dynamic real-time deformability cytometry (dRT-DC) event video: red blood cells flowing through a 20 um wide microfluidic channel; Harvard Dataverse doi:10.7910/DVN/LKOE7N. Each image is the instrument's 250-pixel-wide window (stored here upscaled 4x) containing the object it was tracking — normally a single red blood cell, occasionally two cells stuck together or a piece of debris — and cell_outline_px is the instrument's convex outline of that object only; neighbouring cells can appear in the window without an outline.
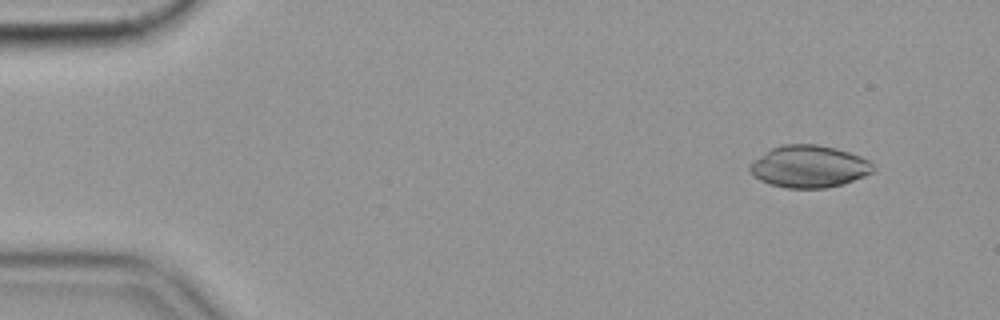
{"species": "common noctule bat (a hibernating species)", "species_latin": "Nyctalus noctula", "temperature_condition": "cold", "stored_images_in_passage": 56, "camera_frame_rate_fps": 3000, "um_per_image_px": 0.085, "animal": {"sex": "female", "body_mass_g": 19.9}, "frame": {"image": 1, "passage_image": 5, "time_ms": 1.333, "image_size_px": [1000, 320], "cell_outline_px": [[872, 172], [864, 176], [844, 184], [824, 188], [788, 188], [768, 184], [760, 180], [748, 172], [748, 164], [752, 160], [772, 148], [784, 144], [816, 144], [848, 152], [860, 156], [868, 160], [872, 164]], "centroid_in_image_um": [68.7, 14.16], "position_along_channel_um": 16.3, "area_um2": 30.23}}
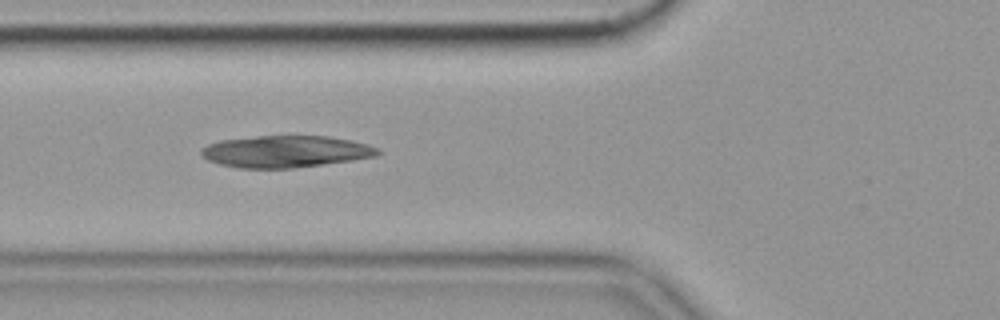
{"frame": {"image": 2, "passage_image": 21, "time_ms": 6.667, "image_size_px": [1000, 320], "cell_outline_px": [[380, 152], [376, 156], [352, 160], [292, 168], [240, 168], [220, 164], [208, 160], [200, 156], [200, 148], [208, 144], [220, 140], [260, 136], [328, 136], [352, 140], [368, 144], [380, 148]], "centroid_in_image_um": [24.26, 12.87], "position_along_channel_um": 101.5, "area_um2": 32.77}}
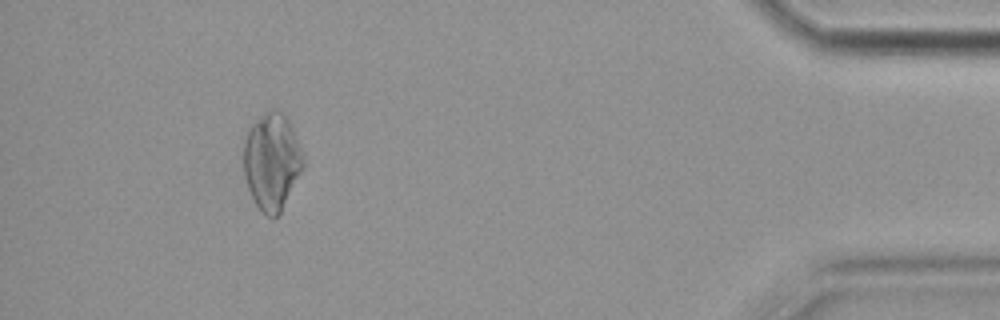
{"frame": {"image": 3, "passage_image": 52, "time_ms": 17.0, "image_size_px": [1000, 320], "cell_outline_px": [[304, 168], [280, 212], [272, 220], [256, 204], [248, 188], [244, 176], [244, 140], [252, 124], [268, 108], [276, 108], [288, 116], [300, 148], [304, 160]], "centroid_in_image_um": [23.12, 13.68], "position_along_channel_um": 412.1, "area_um2": 33.64}}